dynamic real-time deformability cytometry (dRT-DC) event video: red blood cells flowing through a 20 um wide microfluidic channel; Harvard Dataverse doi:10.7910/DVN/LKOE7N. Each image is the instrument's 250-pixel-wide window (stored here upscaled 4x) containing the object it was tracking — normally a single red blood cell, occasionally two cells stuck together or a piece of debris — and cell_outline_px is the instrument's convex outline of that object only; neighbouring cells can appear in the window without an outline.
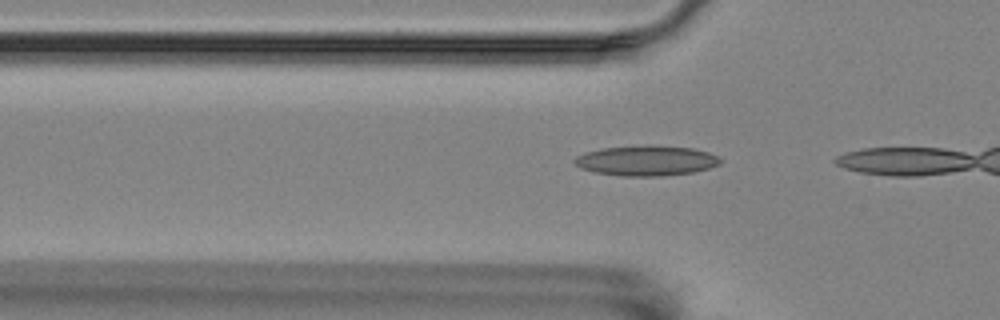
{"species": "Egyptian fruit bat (a non-hibernating species)", "species_latin": "Rousettus aegyptiacus", "temperature_condition": "room temperature", "stored_images_in_passage": 5, "camera_frame_rate_fps": 3000, "um_per_image_px": 0.085, "animal": {"sex": "female"}, "frame": {"image": 1, "passage_image": 3, "time_ms": 0.667, "image_size_px": [1000, 320], "cell_outline_px": [[724, 160], [720, 164], [708, 168], [692, 172], [660, 176], [620, 176], [596, 172], [580, 168], [572, 160], [576, 156], [584, 152], [600, 148], [648, 144], [652, 144], [692, 148], [708, 152]], "centroid_in_image_um": [54.91, 13.63], "position_along_channel_um": 70.9, "area_um2": 25.95}}